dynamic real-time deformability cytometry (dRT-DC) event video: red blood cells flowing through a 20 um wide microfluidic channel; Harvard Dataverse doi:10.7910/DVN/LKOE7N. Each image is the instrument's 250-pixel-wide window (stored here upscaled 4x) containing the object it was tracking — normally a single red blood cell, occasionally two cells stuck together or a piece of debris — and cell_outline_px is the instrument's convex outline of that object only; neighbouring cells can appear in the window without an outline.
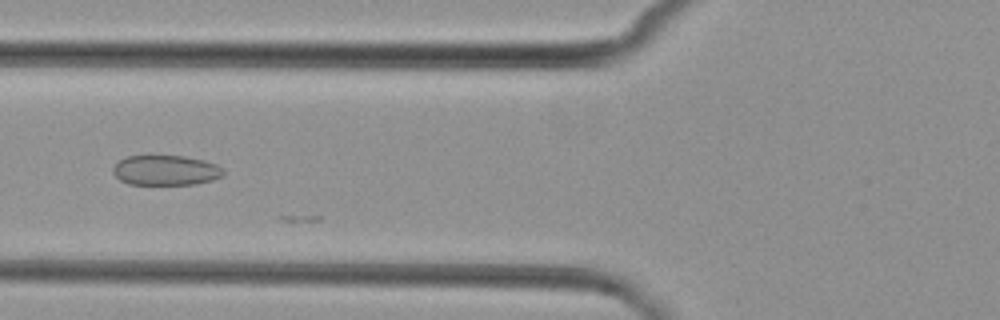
{"species": "common noctule bat (a hibernating species)", "species_latin": "Nyctalus noctula", "temperature_condition": "cold", "stored_images_in_passage": 8, "camera_frame_rate_fps": 3000, "um_per_image_px": 0.085, "animal": {"sex": "female", "body_mass_g": 29.2, "forearm_length_mm": 56.3}, "frame": {"image": 1, "passage_image": 7, "time_ms": 7.0, "image_size_px": [1000, 320], "cell_outline_px": [[224, 172], [220, 176], [212, 180], [196, 184], [128, 184], [120, 180], [112, 172], [112, 168], [120, 160], [128, 156], [148, 152], [152, 152], [184, 156], [204, 160], [216, 164], [224, 168]], "centroid_in_image_um": [14.05, 14.42], "position_along_channel_um": 111.8, "area_um2": 20.11}}